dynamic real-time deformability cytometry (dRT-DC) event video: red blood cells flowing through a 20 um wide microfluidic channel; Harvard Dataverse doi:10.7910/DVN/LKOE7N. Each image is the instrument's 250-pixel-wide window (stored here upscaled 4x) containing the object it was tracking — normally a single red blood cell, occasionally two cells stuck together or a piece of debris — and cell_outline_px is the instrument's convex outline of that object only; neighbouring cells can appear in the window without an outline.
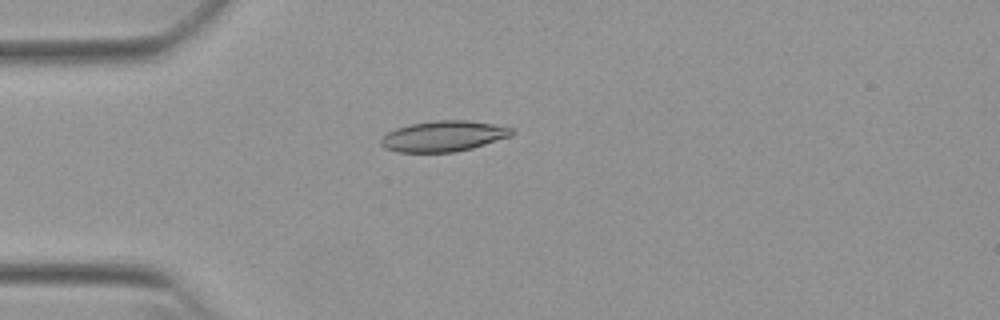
{"species": "Egyptian fruit bat (a non-hibernating species)", "species_latin": "Rousettus aegyptiacus", "temperature_condition": "warm", "stored_images_in_passage": 48, "camera_frame_rate_fps": 3000, "um_per_image_px": 0.085, "animal": {"sex": "female"}, "frame": {"image": 1, "passage_image": 9, "time_ms": 2.667, "image_size_px": [1000, 320], "cell_outline_px": [[516, 132], [512, 136], [472, 148], [456, 152], [400, 152], [384, 148], [380, 144], [380, 140], [388, 132], [396, 128], [412, 124], [436, 120], [468, 120], [492, 124], [512, 128]], "centroid_in_image_um": [37.72, 11.58], "position_along_channel_um": 47.3, "area_um2": 23.35}}
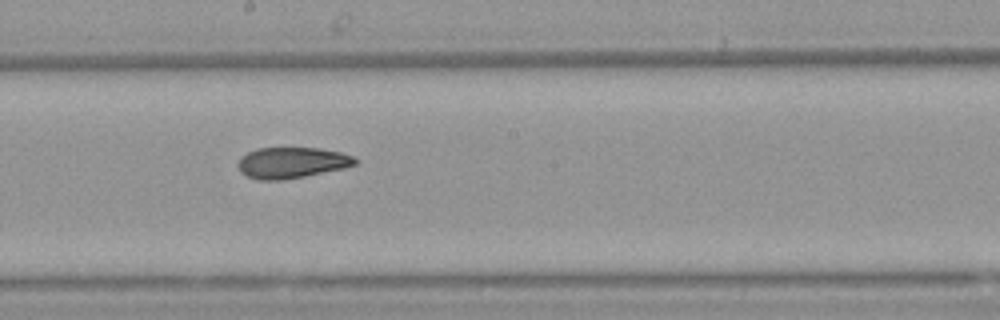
{"frame": {"image": 2, "passage_image": 24, "time_ms": 7.667, "image_size_px": [1000, 320], "cell_outline_px": [[360, 160], [356, 164], [344, 168], [284, 180], [256, 180], [240, 172], [236, 164], [240, 156], [256, 148], [320, 148], [340, 152], [352, 156]], "centroid_in_image_um": [24.77, 13.83], "position_along_channel_um": 223.4, "area_um2": 21.33}}
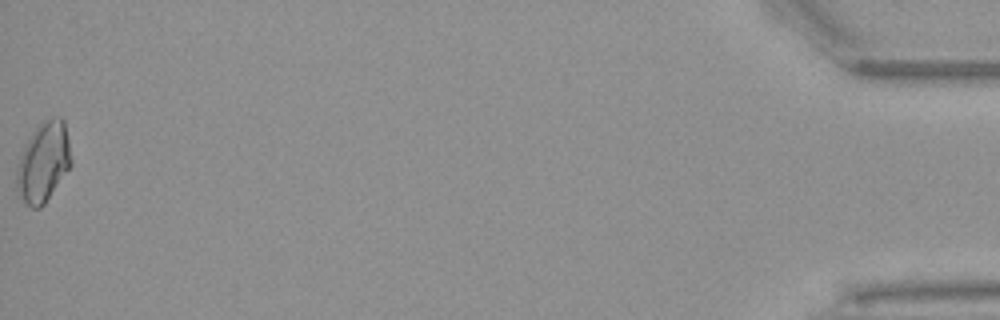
{"frame": {"image": 3, "passage_image": 48, "time_ms": 15.667, "image_size_px": [1000, 320], "cell_outline_px": [[72, 164], [44, 204], [40, 208], [32, 208], [16, 196], [16, 168], [24, 148], [28, 140], [36, 128], [44, 120], [52, 116], [60, 116], [64, 120], [72, 160]], "centroid_in_image_um": [3.68, 13.81], "position_along_channel_um": 431.5, "area_um2": 25.32}, "authors_computed_cell_mechanics": {"area_um2": 21.9929, "velocity_mm_per_s": 3.847, "shape_relaxation_time_tau1_ms": null, "shape_relaxation_time_tau2_ms": 3.1584, "deformation_change_tau1": null, "deformation_change_tau2": 0.0874}}